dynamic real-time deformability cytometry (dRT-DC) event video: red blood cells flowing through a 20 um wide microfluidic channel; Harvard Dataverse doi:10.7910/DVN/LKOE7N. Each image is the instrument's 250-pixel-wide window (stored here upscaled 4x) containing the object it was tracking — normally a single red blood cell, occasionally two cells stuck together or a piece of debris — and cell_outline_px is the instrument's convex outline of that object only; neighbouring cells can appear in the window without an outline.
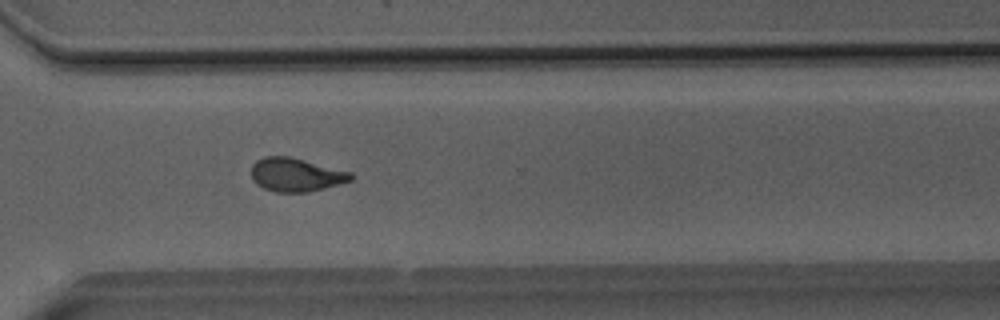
{"species": "Egyptian fruit bat (a non-hibernating species)", "species_latin": "Rousettus aegyptiacus", "temperature_condition": "room temperature", "stored_images_in_passage": 52, "camera_frame_rate_fps": 3000, "um_per_image_px": 0.085, "animal": {"sex": "male"}, "frame": {"image": 1, "passage_image": 38, "time_ms": 12.333, "image_size_px": [1000, 320], "cell_outline_px": [[352, 180], [324, 188], [308, 192], [276, 192], [264, 188], [256, 184], [252, 180], [252, 164], [256, 160], [264, 156], [292, 156], [352, 172]], "centroid_in_image_um": [25.14, 14.84], "position_along_channel_um": 345.5, "area_um2": 19.59}}
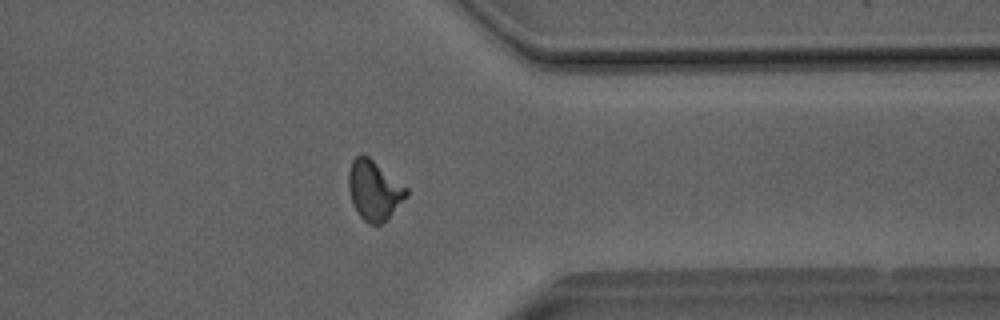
{"frame": {"image": 2, "passage_image": 41, "time_ms": 13.333, "image_size_px": [1000, 320], "cell_outline_px": [[408, 196], [380, 224], [368, 224], [360, 216], [352, 200], [348, 188], [348, 172], [352, 160], [360, 152], [368, 156], [408, 188]], "centroid_in_image_um": [31.79, 16.13], "position_along_channel_um": 379.6, "area_um2": 19.83}}
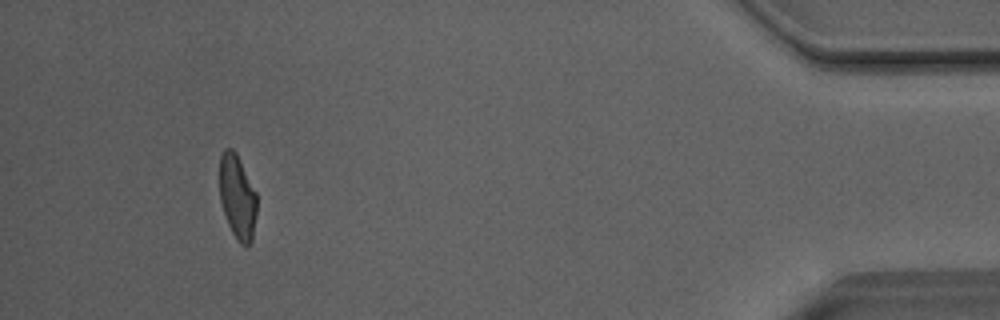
{"frame": {"image": 3, "passage_image": 48, "time_ms": 15.667, "image_size_px": [1000, 320], "cell_outline_px": [[256, 216], [252, 240], [248, 248], [240, 244], [236, 240], [228, 224], [220, 200], [220, 156], [224, 148], [232, 148], [236, 152], [256, 192]], "centroid_in_image_um": [20.18, 16.76], "position_along_channel_um": 415.0, "area_um2": 18.38}}